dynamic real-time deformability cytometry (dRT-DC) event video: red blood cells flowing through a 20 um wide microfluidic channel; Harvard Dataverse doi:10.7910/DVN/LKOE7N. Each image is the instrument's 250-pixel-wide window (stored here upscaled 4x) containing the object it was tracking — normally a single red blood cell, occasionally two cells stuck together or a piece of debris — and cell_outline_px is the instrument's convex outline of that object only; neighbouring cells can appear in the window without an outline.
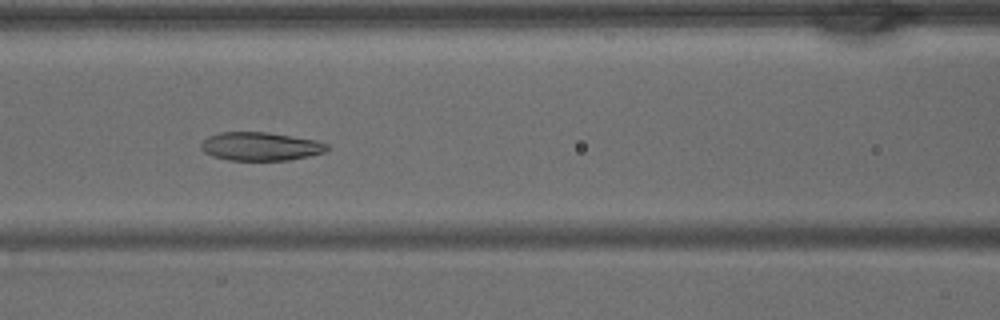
{"species": "common noctule bat (a hibernating species)", "species_latin": "Nyctalus noctula", "temperature_condition": "warm", "stored_images_in_passage": 42, "camera_frame_rate_fps": 3000, "um_per_image_px": 0.085, "animal": {"sex": "male", "body_mass_g": 15.6}, "frame": {"image": 1, "passage_image": 18, "time_ms": 5.667, "image_size_px": [1000, 320], "cell_outline_px": [[328, 148], [324, 152], [308, 156], [288, 160], [228, 160], [212, 156], [204, 152], [200, 148], [200, 144], [208, 136], [220, 132], [268, 132], [316, 140], [328, 144]], "centroid_in_image_um": [22.11, 12.44], "position_along_channel_um": 144.5, "area_um2": 20.87}}
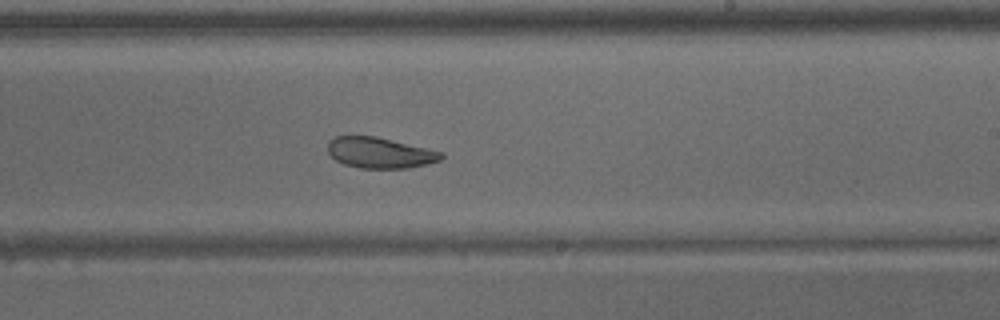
{"frame": {"image": 2, "passage_image": 25, "time_ms": 8.0, "image_size_px": [1000, 320], "cell_outline_px": [[444, 156], [440, 160], [408, 168], [360, 168], [344, 164], [336, 160], [328, 152], [328, 140], [336, 136], [376, 136], [428, 148], [444, 152]], "centroid_in_image_um": [32.29, 12.97], "position_along_channel_um": 256.7, "area_um2": 20.35}}
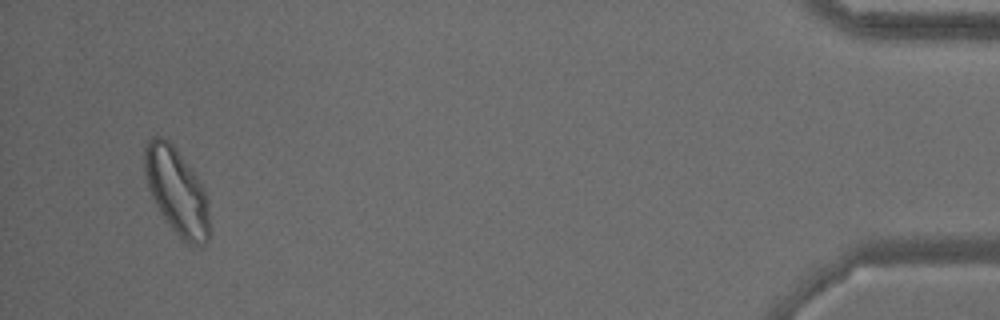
{"frame": {"image": 3, "passage_image": 40, "time_ms": 13.0, "image_size_px": [1000, 320], "cell_outline_px": [[208, 244], [200, 248], [192, 248], [172, 228], [160, 212], [148, 188], [144, 172], [144, 148], [148, 140], [152, 136], [160, 136], [168, 140], [172, 144], [196, 176], [204, 188], [208, 200]], "centroid_in_image_um": [15.02, 16.28], "position_along_channel_um": 420.2, "area_um2": 32.6}}